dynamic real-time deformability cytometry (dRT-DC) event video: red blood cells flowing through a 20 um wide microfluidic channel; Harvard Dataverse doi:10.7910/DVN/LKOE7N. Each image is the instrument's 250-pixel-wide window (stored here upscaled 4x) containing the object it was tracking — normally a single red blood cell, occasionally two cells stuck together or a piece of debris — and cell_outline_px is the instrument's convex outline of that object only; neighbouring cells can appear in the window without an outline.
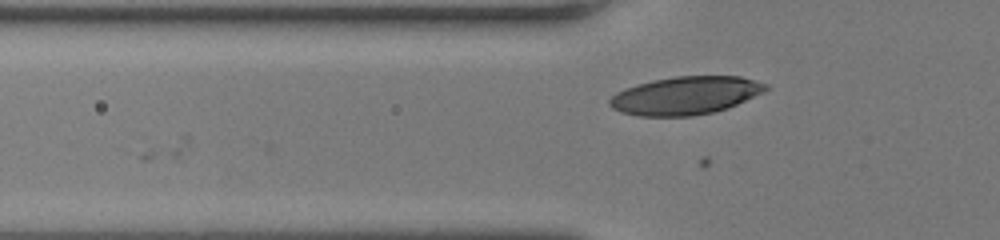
{"species": "human", "species_latin": "Homo sapiens", "temperature_condition": "room temperature", "stored_images_in_passage": 29, "camera_frame_rate_fps": 3000, "um_per_image_px": 0.085, "donor": {"sex": "female"}, "frame": {"image": 1, "passage_image": 6, "time_ms": 1.667, "image_size_px": [1000, 240], "cell_outline_px": [[768, 88], [764, 92], [728, 108], [716, 112], [692, 116], [640, 116], [620, 112], [612, 108], [608, 104], [608, 100], [616, 92], [652, 80], [676, 76], [740, 76], [768, 84]], "centroid_in_image_um": [58.28, 8.13], "position_along_channel_um": 67.5, "area_um2": 34.62}}
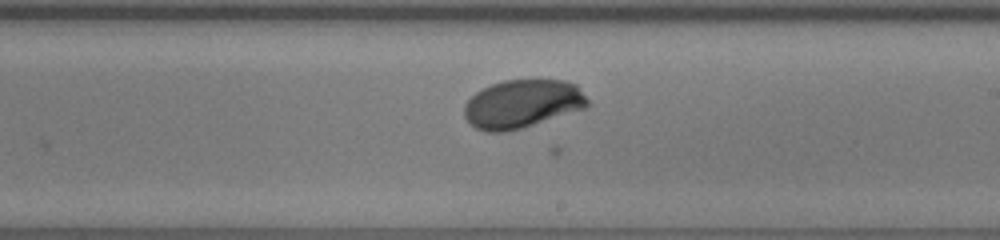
{"frame": {"image": 2, "passage_image": 19, "time_ms": 6.0, "image_size_px": [1000, 240], "cell_outline_px": [[588, 104], [584, 108], [520, 128], [504, 132], [484, 132], [476, 128], [464, 116], [464, 104], [476, 92], [492, 84], [504, 80], [564, 80], [576, 84], [588, 100]], "centroid_in_image_um": [44.37, 8.82], "position_along_channel_um": 244.6, "area_um2": 34.28}}
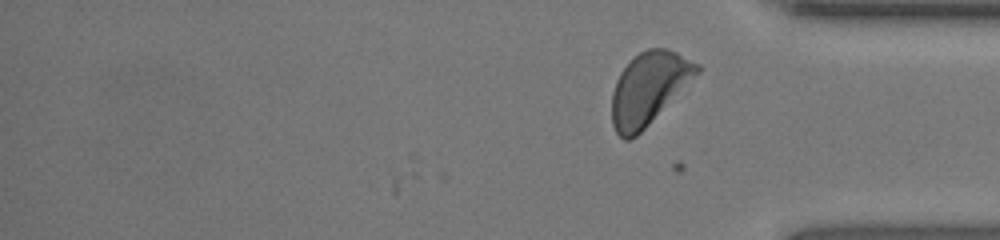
{"frame": {"image": 3, "passage_image": 29, "time_ms": 9.333, "image_size_px": [1000, 240], "cell_outline_px": [[700, 72], [636, 136], [628, 140], [624, 140], [616, 132], [612, 124], [612, 92], [616, 80], [620, 72], [640, 52], [648, 48], [668, 48], [700, 64]], "centroid_in_image_um": [55.14, 7.5], "position_along_channel_um": 380.1, "area_um2": 35.26}, "authors_computed_cell_mechanics": {"area_um2": 34.2754, "velocity_mm_per_s": 4.1609, "shape_relaxation_time_tau1_ms": 2.7234, "shape_relaxation_time_tau2_ms": null, "deformation_change_tau1": 0.1502, "deformation_change_tau2": null}}